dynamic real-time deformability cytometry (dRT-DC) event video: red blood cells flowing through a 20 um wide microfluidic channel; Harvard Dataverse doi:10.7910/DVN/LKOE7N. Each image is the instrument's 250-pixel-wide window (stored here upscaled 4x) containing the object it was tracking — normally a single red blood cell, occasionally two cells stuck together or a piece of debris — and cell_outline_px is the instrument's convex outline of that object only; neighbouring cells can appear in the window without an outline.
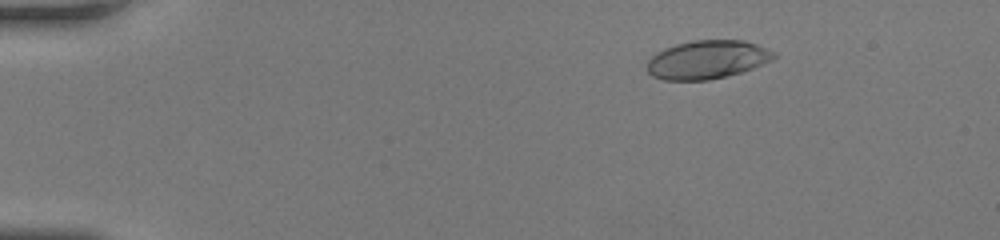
{"species": "human", "species_latin": "Homo sapiens", "temperature_condition": "room temperature", "stored_images_in_passage": 33, "camera_frame_rate_fps": 3000, "um_per_image_px": 0.085, "donor": {"sex": "female"}, "frame": {"image": 1, "passage_image": 1, "time_ms": 0.0, "image_size_px": [1000, 240], "cell_outline_px": [[776, 56], [772, 60], [752, 68], [740, 72], [708, 80], [664, 80], [652, 76], [648, 72], [648, 60], [656, 52], [664, 48], [676, 44], [692, 40], [744, 40], [756, 44], [776, 52]], "centroid_in_image_um": [60.1, 5.06], "position_along_channel_um": 24.9, "area_um2": 28.32}}